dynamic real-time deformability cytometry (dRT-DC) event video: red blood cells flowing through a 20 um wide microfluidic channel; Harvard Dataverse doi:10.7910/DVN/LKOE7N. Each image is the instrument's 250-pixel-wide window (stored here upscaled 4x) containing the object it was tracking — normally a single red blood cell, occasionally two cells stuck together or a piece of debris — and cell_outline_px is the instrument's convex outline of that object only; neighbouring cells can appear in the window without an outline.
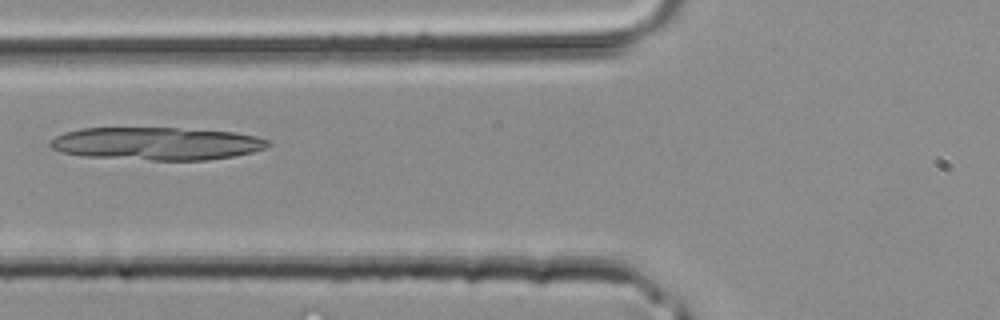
{"species": "common noctule bat (a hibernating species)", "species_latin": "Nyctalus noctula", "temperature_condition": "room temperature", "stored_images_in_passage": 28, "camera_frame_rate_fps": 3000, "um_per_image_px": 0.085, "animal": {"sex": "male", "body_mass_g": 20.4}, "frame": {"image": 1, "passage_image": 5, "time_ms": 1.333, "image_size_px": [1000, 320], "cell_outline_px": [[272, 144], [264, 148], [252, 152], [232, 156], [208, 160], [152, 160], [84, 156], [64, 152], [52, 148], [48, 144], [56, 136], [64, 132], [80, 128], [176, 128], [236, 132], [256, 136], [272, 140]], "centroid_in_image_um": [13.36, 12.2], "position_along_channel_um": 112.4, "area_um2": 41.62}}
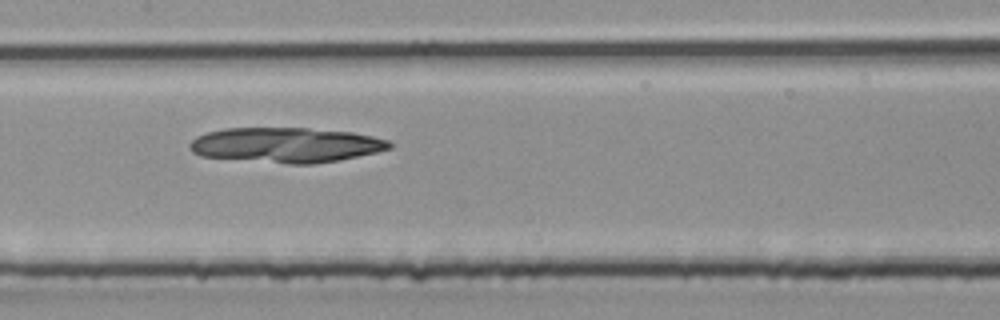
{"frame": {"image": 2, "passage_image": 9, "time_ms": 2.667, "image_size_px": [1000, 320], "cell_outline_px": [[392, 148], [376, 152], [340, 160], [316, 164], [288, 164], [200, 156], [192, 152], [188, 148], [188, 144], [196, 136], [208, 132], [224, 128], [308, 128], [352, 132], [372, 136], [388, 140], [392, 144]], "centroid_in_image_um": [24.29, 12.33], "position_along_channel_um": 183.1, "area_um2": 40.98}}
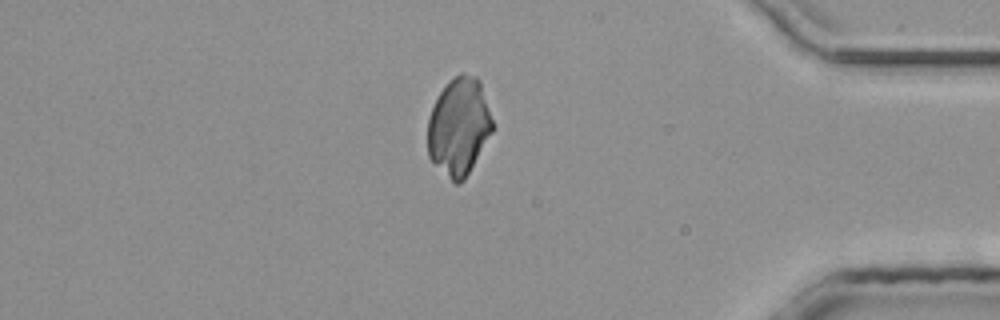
{"frame": {"image": 3, "passage_image": 23, "time_ms": 7.333, "image_size_px": [1000, 320], "cell_outline_px": [[492, 132], [464, 180], [460, 184], [456, 184], [428, 156], [428, 116], [440, 92], [448, 80], [460, 72], [464, 72], [476, 76], [480, 84], [492, 120]], "centroid_in_image_um": [38.99, 10.73], "position_along_channel_um": 396.2, "area_um2": 36.3}}